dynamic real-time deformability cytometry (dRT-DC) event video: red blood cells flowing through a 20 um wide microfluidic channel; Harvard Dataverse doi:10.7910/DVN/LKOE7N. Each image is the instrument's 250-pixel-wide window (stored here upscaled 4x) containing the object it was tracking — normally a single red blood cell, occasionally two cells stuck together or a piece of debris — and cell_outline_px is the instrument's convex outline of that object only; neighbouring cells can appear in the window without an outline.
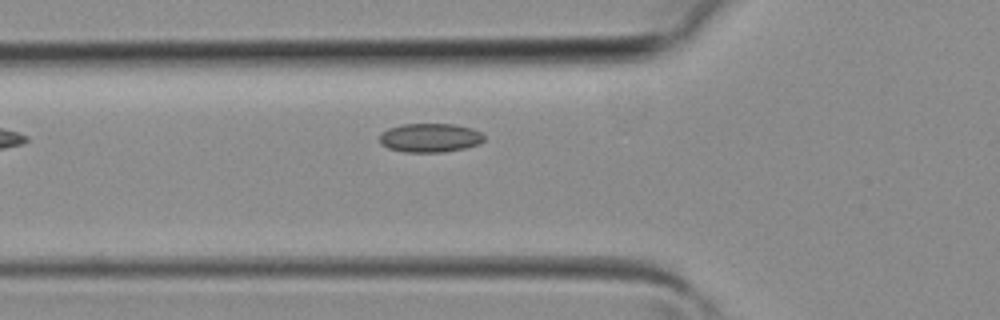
{"species": "common noctule bat (a hibernating species)", "species_latin": "Nyctalus noctula", "temperature_condition": "room temperature", "stored_images_in_passage": 28, "camera_frame_rate_fps": 3000, "um_per_image_px": 0.085, "animal": {"sex": "female", "body_mass_g": 19.3, "forearm_length_mm": 54.1}, "frame": {"image": 1, "passage_image": 2, "time_ms": 0.333, "image_size_px": [1000, 320], "cell_outline_px": [[484, 140], [480, 144], [464, 148], [444, 152], [404, 152], [388, 148], [380, 144], [380, 136], [388, 128], [400, 124], [456, 124], [472, 128], [480, 132], [484, 136]], "centroid_in_image_um": [36.56, 11.71], "position_along_channel_um": 89.2, "area_um2": 17.69}}
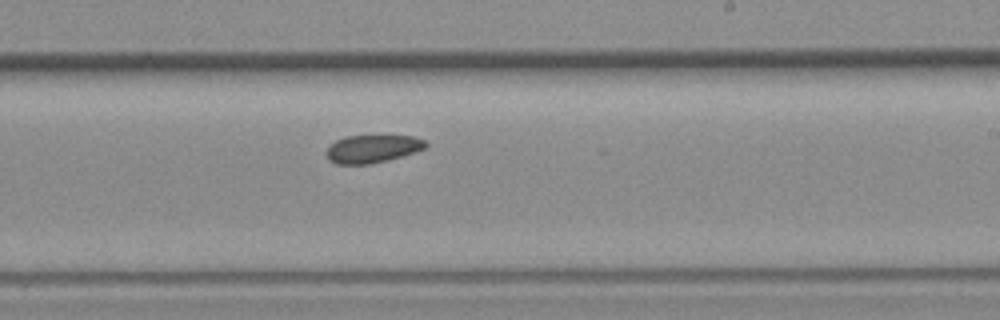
{"frame": {"image": 2, "passage_image": 12, "time_ms": 3.667, "image_size_px": [1000, 320], "cell_outline_px": [[428, 144], [424, 148], [416, 152], [388, 160], [368, 164], [336, 164], [328, 160], [328, 148], [336, 140], [344, 136], [416, 136], [424, 140]], "centroid_in_image_um": [31.68, 12.65], "position_along_channel_um": 257.3, "area_um2": 16.01}}
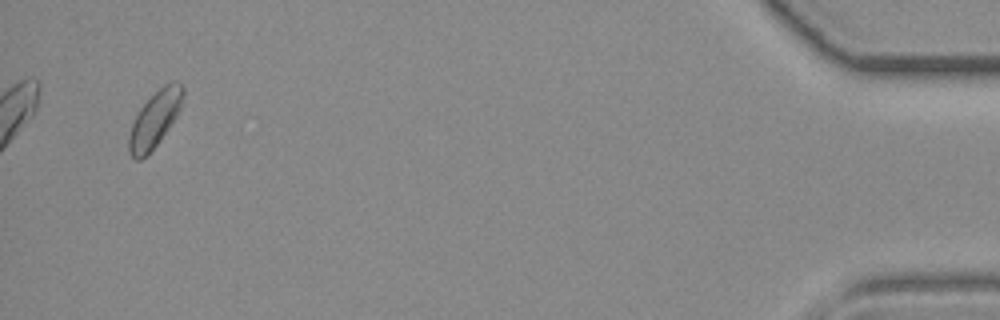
{"frame": {"image": 3, "passage_image": 27, "time_ms": 8.667, "image_size_px": [1000, 320], "cell_outline_px": [[184, 96], [180, 108], [176, 116], [168, 128], [156, 144], [140, 160], [136, 160], [128, 152], [128, 136], [132, 124], [140, 108], [164, 84], [172, 80], [176, 80], [184, 88]], "centroid_in_image_um": [13.16, 10.1], "position_along_channel_um": 422.0, "area_um2": 17.22}}